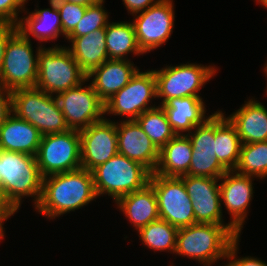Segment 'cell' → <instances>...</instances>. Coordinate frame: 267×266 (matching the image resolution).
Returning <instances> with one entry per match:
<instances>
[{"mask_svg": "<svg viewBox=\"0 0 267 266\" xmlns=\"http://www.w3.org/2000/svg\"><path fill=\"white\" fill-rule=\"evenodd\" d=\"M28 0H0V22H8L18 25V14L25 11V3ZM24 7V8H23ZM22 9V11L20 10Z\"/></svg>", "mask_w": 267, "mask_h": 266, "instance_id": "obj_35", "label": "cell"}, {"mask_svg": "<svg viewBox=\"0 0 267 266\" xmlns=\"http://www.w3.org/2000/svg\"><path fill=\"white\" fill-rule=\"evenodd\" d=\"M192 152L188 135L176 134L159 150V161L154 173L167 177L188 175Z\"/></svg>", "mask_w": 267, "mask_h": 266, "instance_id": "obj_22", "label": "cell"}, {"mask_svg": "<svg viewBox=\"0 0 267 266\" xmlns=\"http://www.w3.org/2000/svg\"><path fill=\"white\" fill-rule=\"evenodd\" d=\"M154 98H157L154 71L139 69L127 85L105 102V114L126 115V120H136L145 111L157 107L149 106Z\"/></svg>", "mask_w": 267, "mask_h": 266, "instance_id": "obj_11", "label": "cell"}, {"mask_svg": "<svg viewBox=\"0 0 267 266\" xmlns=\"http://www.w3.org/2000/svg\"><path fill=\"white\" fill-rule=\"evenodd\" d=\"M97 197L92 173L80 168L44 177L35 209L53 219L86 206Z\"/></svg>", "mask_w": 267, "mask_h": 266, "instance_id": "obj_1", "label": "cell"}, {"mask_svg": "<svg viewBox=\"0 0 267 266\" xmlns=\"http://www.w3.org/2000/svg\"><path fill=\"white\" fill-rule=\"evenodd\" d=\"M87 75L80 69L67 47L62 45L43 47L38 57V77L35 87L57 95L68 89L85 84Z\"/></svg>", "mask_w": 267, "mask_h": 266, "instance_id": "obj_6", "label": "cell"}, {"mask_svg": "<svg viewBox=\"0 0 267 266\" xmlns=\"http://www.w3.org/2000/svg\"><path fill=\"white\" fill-rule=\"evenodd\" d=\"M12 113V91L0 86V127Z\"/></svg>", "mask_w": 267, "mask_h": 266, "instance_id": "obj_37", "label": "cell"}, {"mask_svg": "<svg viewBox=\"0 0 267 266\" xmlns=\"http://www.w3.org/2000/svg\"><path fill=\"white\" fill-rule=\"evenodd\" d=\"M12 108L18 118L32 124L42 136L70 130L55 95L36 87L13 90Z\"/></svg>", "mask_w": 267, "mask_h": 266, "instance_id": "obj_5", "label": "cell"}, {"mask_svg": "<svg viewBox=\"0 0 267 266\" xmlns=\"http://www.w3.org/2000/svg\"><path fill=\"white\" fill-rule=\"evenodd\" d=\"M36 160L43 178L82 168L79 131L43 135Z\"/></svg>", "mask_w": 267, "mask_h": 266, "instance_id": "obj_9", "label": "cell"}, {"mask_svg": "<svg viewBox=\"0 0 267 266\" xmlns=\"http://www.w3.org/2000/svg\"><path fill=\"white\" fill-rule=\"evenodd\" d=\"M138 70L131 60L108 59L87 75V81L93 77L91 85L105 103L127 85Z\"/></svg>", "mask_w": 267, "mask_h": 266, "instance_id": "obj_18", "label": "cell"}, {"mask_svg": "<svg viewBox=\"0 0 267 266\" xmlns=\"http://www.w3.org/2000/svg\"><path fill=\"white\" fill-rule=\"evenodd\" d=\"M106 48L109 59L129 60L127 54L143 55L139 49L134 24L131 22H108L106 28Z\"/></svg>", "mask_w": 267, "mask_h": 266, "instance_id": "obj_27", "label": "cell"}, {"mask_svg": "<svg viewBox=\"0 0 267 266\" xmlns=\"http://www.w3.org/2000/svg\"><path fill=\"white\" fill-rule=\"evenodd\" d=\"M81 167L88 171L118 154L117 126L107 118L80 130Z\"/></svg>", "mask_w": 267, "mask_h": 266, "instance_id": "obj_14", "label": "cell"}, {"mask_svg": "<svg viewBox=\"0 0 267 266\" xmlns=\"http://www.w3.org/2000/svg\"><path fill=\"white\" fill-rule=\"evenodd\" d=\"M41 137L37 128L12 113L0 127V150L36 156Z\"/></svg>", "mask_w": 267, "mask_h": 266, "instance_id": "obj_19", "label": "cell"}, {"mask_svg": "<svg viewBox=\"0 0 267 266\" xmlns=\"http://www.w3.org/2000/svg\"><path fill=\"white\" fill-rule=\"evenodd\" d=\"M63 1L70 2V3H78V4L88 6V5L97 3L100 0H63Z\"/></svg>", "mask_w": 267, "mask_h": 266, "instance_id": "obj_41", "label": "cell"}, {"mask_svg": "<svg viewBox=\"0 0 267 266\" xmlns=\"http://www.w3.org/2000/svg\"><path fill=\"white\" fill-rule=\"evenodd\" d=\"M128 12L134 14L145 11L150 6L157 4L160 0H122Z\"/></svg>", "mask_w": 267, "mask_h": 266, "instance_id": "obj_39", "label": "cell"}, {"mask_svg": "<svg viewBox=\"0 0 267 266\" xmlns=\"http://www.w3.org/2000/svg\"><path fill=\"white\" fill-rule=\"evenodd\" d=\"M253 176L227 171L221 178V204L230 214V224L241 234L247 210L253 197ZM223 202V203H222Z\"/></svg>", "mask_w": 267, "mask_h": 266, "instance_id": "obj_17", "label": "cell"}, {"mask_svg": "<svg viewBox=\"0 0 267 266\" xmlns=\"http://www.w3.org/2000/svg\"><path fill=\"white\" fill-rule=\"evenodd\" d=\"M91 173L97 196L108 194L115 202L145 188L152 174L145 166L121 154L111 157Z\"/></svg>", "mask_w": 267, "mask_h": 266, "instance_id": "obj_4", "label": "cell"}, {"mask_svg": "<svg viewBox=\"0 0 267 266\" xmlns=\"http://www.w3.org/2000/svg\"><path fill=\"white\" fill-rule=\"evenodd\" d=\"M193 133H187L192 150L216 152L215 147V112L201 125L196 126Z\"/></svg>", "mask_w": 267, "mask_h": 266, "instance_id": "obj_33", "label": "cell"}, {"mask_svg": "<svg viewBox=\"0 0 267 266\" xmlns=\"http://www.w3.org/2000/svg\"><path fill=\"white\" fill-rule=\"evenodd\" d=\"M100 0L97 3L88 5L86 12L75 28L66 36V38H75L89 34L98 29L106 28L108 24V12L104 9Z\"/></svg>", "mask_w": 267, "mask_h": 266, "instance_id": "obj_31", "label": "cell"}, {"mask_svg": "<svg viewBox=\"0 0 267 266\" xmlns=\"http://www.w3.org/2000/svg\"><path fill=\"white\" fill-rule=\"evenodd\" d=\"M240 233L230 224L195 223L178 230L175 252L210 266L226 259L230 245Z\"/></svg>", "mask_w": 267, "mask_h": 266, "instance_id": "obj_2", "label": "cell"}, {"mask_svg": "<svg viewBox=\"0 0 267 266\" xmlns=\"http://www.w3.org/2000/svg\"><path fill=\"white\" fill-rule=\"evenodd\" d=\"M136 121L159 150L176 135L161 106L145 111Z\"/></svg>", "mask_w": 267, "mask_h": 266, "instance_id": "obj_30", "label": "cell"}, {"mask_svg": "<svg viewBox=\"0 0 267 266\" xmlns=\"http://www.w3.org/2000/svg\"><path fill=\"white\" fill-rule=\"evenodd\" d=\"M255 1H257L258 3H260V5H262L267 9V0H255Z\"/></svg>", "mask_w": 267, "mask_h": 266, "instance_id": "obj_42", "label": "cell"}, {"mask_svg": "<svg viewBox=\"0 0 267 266\" xmlns=\"http://www.w3.org/2000/svg\"><path fill=\"white\" fill-rule=\"evenodd\" d=\"M65 39L72 43L71 48L67 47V49L86 75L109 59L105 28L95 30L84 36Z\"/></svg>", "mask_w": 267, "mask_h": 266, "instance_id": "obj_23", "label": "cell"}, {"mask_svg": "<svg viewBox=\"0 0 267 266\" xmlns=\"http://www.w3.org/2000/svg\"><path fill=\"white\" fill-rule=\"evenodd\" d=\"M183 180L187 193L192 201L195 223L224 225L220 178L184 175Z\"/></svg>", "mask_w": 267, "mask_h": 266, "instance_id": "obj_15", "label": "cell"}, {"mask_svg": "<svg viewBox=\"0 0 267 266\" xmlns=\"http://www.w3.org/2000/svg\"><path fill=\"white\" fill-rule=\"evenodd\" d=\"M241 140L235 126L220 110L215 112V147L218 161L228 170H234L238 164Z\"/></svg>", "mask_w": 267, "mask_h": 266, "instance_id": "obj_26", "label": "cell"}, {"mask_svg": "<svg viewBox=\"0 0 267 266\" xmlns=\"http://www.w3.org/2000/svg\"><path fill=\"white\" fill-rule=\"evenodd\" d=\"M31 41L17 30L10 38L5 49L0 71V86L11 91L35 87L38 77L40 45L35 52Z\"/></svg>", "mask_w": 267, "mask_h": 266, "instance_id": "obj_7", "label": "cell"}, {"mask_svg": "<svg viewBox=\"0 0 267 266\" xmlns=\"http://www.w3.org/2000/svg\"><path fill=\"white\" fill-rule=\"evenodd\" d=\"M49 3L51 9H35V12H26L29 14L27 17H19L18 30L29 40L30 35L40 42L55 40L60 34L64 35L59 10L53 0H49Z\"/></svg>", "mask_w": 267, "mask_h": 266, "instance_id": "obj_25", "label": "cell"}, {"mask_svg": "<svg viewBox=\"0 0 267 266\" xmlns=\"http://www.w3.org/2000/svg\"><path fill=\"white\" fill-rule=\"evenodd\" d=\"M149 185L154 189L161 220L178 229L195 224L192 201L180 177L152 173Z\"/></svg>", "mask_w": 267, "mask_h": 266, "instance_id": "obj_10", "label": "cell"}, {"mask_svg": "<svg viewBox=\"0 0 267 266\" xmlns=\"http://www.w3.org/2000/svg\"><path fill=\"white\" fill-rule=\"evenodd\" d=\"M235 172L241 175L267 177V141L242 144Z\"/></svg>", "mask_w": 267, "mask_h": 266, "instance_id": "obj_29", "label": "cell"}, {"mask_svg": "<svg viewBox=\"0 0 267 266\" xmlns=\"http://www.w3.org/2000/svg\"><path fill=\"white\" fill-rule=\"evenodd\" d=\"M172 1L160 0L145 11L135 14L133 24L136 41L143 54L161 47L170 38L175 21Z\"/></svg>", "mask_w": 267, "mask_h": 266, "instance_id": "obj_13", "label": "cell"}, {"mask_svg": "<svg viewBox=\"0 0 267 266\" xmlns=\"http://www.w3.org/2000/svg\"><path fill=\"white\" fill-rule=\"evenodd\" d=\"M0 175L3 198L16 213L23 197H34L36 206L42 193L43 177L36 156L0 150Z\"/></svg>", "mask_w": 267, "mask_h": 266, "instance_id": "obj_3", "label": "cell"}, {"mask_svg": "<svg viewBox=\"0 0 267 266\" xmlns=\"http://www.w3.org/2000/svg\"><path fill=\"white\" fill-rule=\"evenodd\" d=\"M178 228L158 219L138 230L142 243L155 251L175 252Z\"/></svg>", "mask_w": 267, "mask_h": 266, "instance_id": "obj_28", "label": "cell"}, {"mask_svg": "<svg viewBox=\"0 0 267 266\" xmlns=\"http://www.w3.org/2000/svg\"><path fill=\"white\" fill-rule=\"evenodd\" d=\"M202 99L201 97L187 96L173 98L165 104L159 105L164 109L168 122L176 134L190 133L210 117L205 115L206 108Z\"/></svg>", "mask_w": 267, "mask_h": 266, "instance_id": "obj_21", "label": "cell"}, {"mask_svg": "<svg viewBox=\"0 0 267 266\" xmlns=\"http://www.w3.org/2000/svg\"><path fill=\"white\" fill-rule=\"evenodd\" d=\"M266 66H265V69H263L264 71H265V76L267 77V62H266V64H265ZM266 89H267V86H266ZM266 93H267V90H266Z\"/></svg>", "mask_w": 267, "mask_h": 266, "instance_id": "obj_44", "label": "cell"}, {"mask_svg": "<svg viewBox=\"0 0 267 266\" xmlns=\"http://www.w3.org/2000/svg\"><path fill=\"white\" fill-rule=\"evenodd\" d=\"M115 203L137 231L160 219L157 198L149 184L139 191L120 197Z\"/></svg>", "mask_w": 267, "mask_h": 266, "instance_id": "obj_24", "label": "cell"}, {"mask_svg": "<svg viewBox=\"0 0 267 266\" xmlns=\"http://www.w3.org/2000/svg\"><path fill=\"white\" fill-rule=\"evenodd\" d=\"M14 210L5 202L3 196L0 194V240L4 237V221L8 220L13 214Z\"/></svg>", "mask_w": 267, "mask_h": 266, "instance_id": "obj_40", "label": "cell"}, {"mask_svg": "<svg viewBox=\"0 0 267 266\" xmlns=\"http://www.w3.org/2000/svg\"><path fill=\"white\" fill-rule=\"evenodd\" d=\"M227 171L214 151L193 150L188 175L221 178Z\"/></svg>", "mask_w": 267, "mask_h": 266, "instance_id": "obj_32", "label": "cell"}, {"mask_svg": "<svg viewBox=\"0 0 267 266\" xmlns=\"http://www.w3.org/2000/svg\"><path fill=\"white\" fill-rule=\"evenodd\" d=\"M18 30L17 25L8 23V22H0V71L3 65V60L5 56V49L9 38Z\"/></svg>", "mask_w": 267, "mask_h": 266, "instance_id": "obj_38", "label": "cell"}, {"mask_svg": "<svg viewBox=\"0 0 267 266\" xmlns=\"http://www.w3.org/2000/svg\"><path fill=\"white\" fill-rule=\"evenodd\" d=\"M0 194L3 196V183H2L1 175H0Z\"/></svg>", "mask_w": 267, "mask_h": 266, "instance_id": "obj_43", "label": "cell"}, {"mask_svg": "<svg viewBox=\"0 0 267 266\" xmlns=\"http://www.w3.org/2000/svg\"><path fill=\"white\" fill-rule=\"evenodd\" d=\"M60 13L63 34L66 36L75 28L86 12L87 6L63 0H53Z\"/></svg>", "mask_w": 267, "mask_h": 266, "instance_id": "obj_34", "label": "cell"}, {"mask_svg": "<svg viewBox=\"0 0 267 266\" xmlns=\"http://www.w3.org/2000/svg\"><path fill=\"white\" fill-rule=\"evenodd\" d=\"M55 95L70 130H83L105 117V103L99 98L91 83Z\"/></svg>", "mask_w": 267, "mask_h": 266, "instance_id": "obj_12", "label": "cell"}, {"mask_svg": "<svg viewBox=\"0 0 267 266\" xmlns=\"http://www.w3.org/2000/svg\"><path fill=\"white\" fill-rule=\"evenodd\" d=\"M215 66L186 63L153 70L156 78L157 98L160 105L173 98L200 97L198 92L216 73Z\"/></svg>", "mask_w": 267, "mask_h": 266, "instance_id": "obj_8", "label": "cell"}, {"mask_svg": "<svg viewBox=\"0 0 267 266\" xmlns=\"http://www.w3.org/2000/svg\"><path fill=\"white\" fill-rule=\"evenodd\" d=\"M118 154L140 163L151 173L157 168L159 149L136 120L116 122Z\"/></svg>", "mask_w": 267, "mask_h": 266, "instance_id": "obj_16", "label": "cell"}, {"mask_svg": "<svg viewBox=\"0 0 267 266\" xmlns=\"http://www.w3.org/2000/svg\"><path fill=\"white\" fill-rule=\"evenodd\" d=\"M235 126L242 144L267 141V108L250 99L227 117Z\"/></svg>", "mask_w": 267, "mask_h": 266, "instance_id": "obj_20", "label": "cell"}, {"mask_svg": "<svg viewBox=\"0 0 267 266\" xmlns=\"http://www.w3.org/2000/svg\"><path fill=\"white\" fill-rule=\"evenodd\" d=\"M240 238H237L229 247L226 260H230L227 264L229 266H267L265 261L259 260L254 257H237L238 243ZM238 259H237V258Z\"/></svg>", "mask_w": 267, "mask_h": 266, "instance_id": "obj_36", "label": "cell"}]
</instances>
